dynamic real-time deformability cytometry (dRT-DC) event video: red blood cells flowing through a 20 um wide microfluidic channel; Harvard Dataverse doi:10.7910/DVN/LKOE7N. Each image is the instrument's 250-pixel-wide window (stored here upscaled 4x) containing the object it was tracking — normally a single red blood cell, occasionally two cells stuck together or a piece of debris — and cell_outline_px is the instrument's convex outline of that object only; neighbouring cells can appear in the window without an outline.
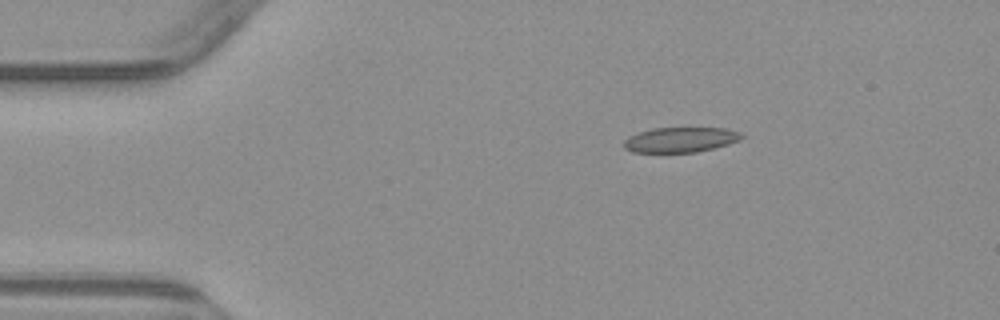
{"species": "common noctule bat (a hibernating species)", "species_latin": "Nyctalus noctula", "temperature_condition": "warm", "stored_images_in_passage": 4, "camera_frame_rate_fps": 3000, "um_per_image_px": 0.085, "animal": {"sex": "male", "body_mass_g": 23.1, "forearm_length_mm": 52.7}, "frame": {"image": 1, "passage_image": 2, "time_ms": 2.0, "image_size_px": [1000, 320], "cell_outline_px": [[744, 136], [740, 140], [728, 144], [696, 152], [632, 152], [624, 148], [624, 140], [628, 136], [652, 128], [724, 128], [740, 132]], "centroid_in_image_um": [57.83, 11.87], "position_along_channel_um": 27.2, "area_um2": 17.11}}
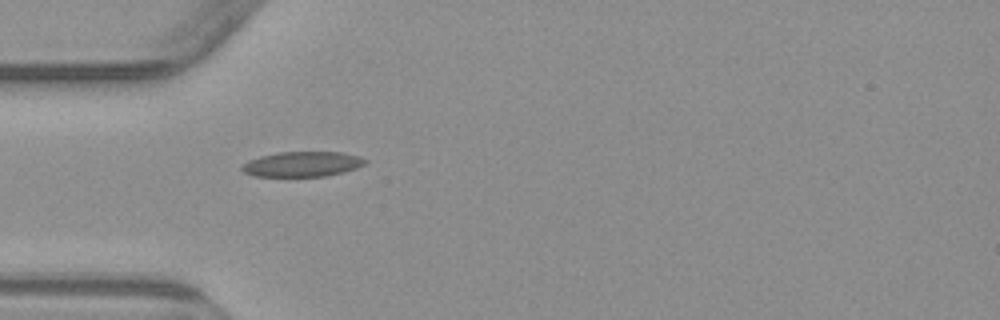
{"frame": {"image": 2, "passage_image": 4, "time_ms": 4.333, "image_size_px": [1000, 320], "cell_outline_px": [[368, 160], [364, 164], [356, 168], [344, 172], [324, 176], [252, 176], [244, 172], [240, 168], [240, 164], [248, 160], [260, 156], [280, 152], [344, 152], [360, 156]], "centroid_in_image_um": [25.68, 13.94], "position_along_channel_um": 59.3, "area_um2": 18.15}}